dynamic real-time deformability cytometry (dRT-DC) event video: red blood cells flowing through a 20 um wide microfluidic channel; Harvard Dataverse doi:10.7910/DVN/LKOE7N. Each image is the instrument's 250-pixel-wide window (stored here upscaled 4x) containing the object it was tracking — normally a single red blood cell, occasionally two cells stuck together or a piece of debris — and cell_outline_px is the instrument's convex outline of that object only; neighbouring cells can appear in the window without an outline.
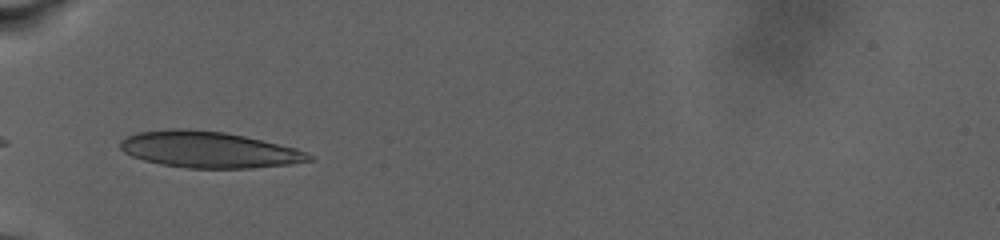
{"species": "human", "species_latin": "Homo sapiens", "temperature_condition": "warm", "stored_images_in_passage": 16, "camera_frame_rate_fps": 3000, "um_per_image_px": 0.085, "donor": {"sex": "male"}, "frame": {"image": 1, "passage_image": 1, "time_ms": 0.0, "image_size_px": [1000, 240], "cell_outline_px": [[316, 160], [292, 164], [252, 168], [188, 168], [160, 164], [144, 160], [132, 156], [124, 152], [120, 148], [120, 140], [136, 132], [172, 128], [188, 128], [224, 132], [244, 136], [296, 148], [316, 156]], "centroid_in_image_um": [17.77, 12.72], "position_along_channel_um": 67.2, "area_um2": 40.17}}
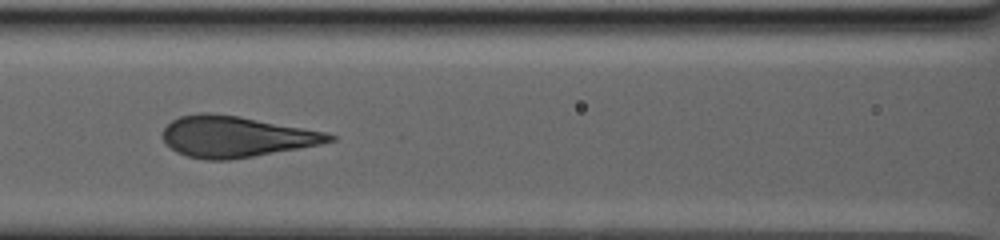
{"frame": {"image": 2, "passage_image": 8, "time_ms": 3.333, "image_size_px": [1000, 240], "cell_outline_px": [[336, 140], [320, 144], [232, 160], [204, 160], [188, 156], [176, 152], [164, 144], [164, 128], [172, 120], [180, 116], [200, 112], [208, 112], [240, 116], [324, 132], [336, 136]], "centroid_in_image_um": [20.01, 11.61], "position_along_channel_um": 146.6, "area_um2": 39.71}}
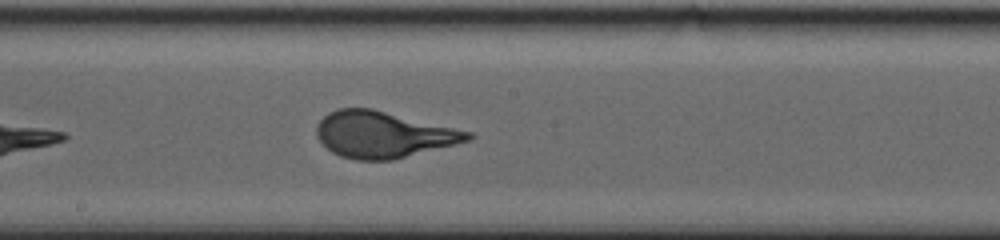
{"frame": {"image": 3, "passage_image": 13, "time_ms": 6.0, "image_size_px": [1000, 240], "cell_outline_px": [[476, 136], [472, 140], [392, 160], [356, 160], [340, 156], [332, 152], [316, 136], [316, 124], [328, 112], [340, 108], [372, 108], [472, 132]], "centroid_in_image_um": [32.58, 11.43], "position_along_channel_um": 215.6, "area_um2": 40.81}}